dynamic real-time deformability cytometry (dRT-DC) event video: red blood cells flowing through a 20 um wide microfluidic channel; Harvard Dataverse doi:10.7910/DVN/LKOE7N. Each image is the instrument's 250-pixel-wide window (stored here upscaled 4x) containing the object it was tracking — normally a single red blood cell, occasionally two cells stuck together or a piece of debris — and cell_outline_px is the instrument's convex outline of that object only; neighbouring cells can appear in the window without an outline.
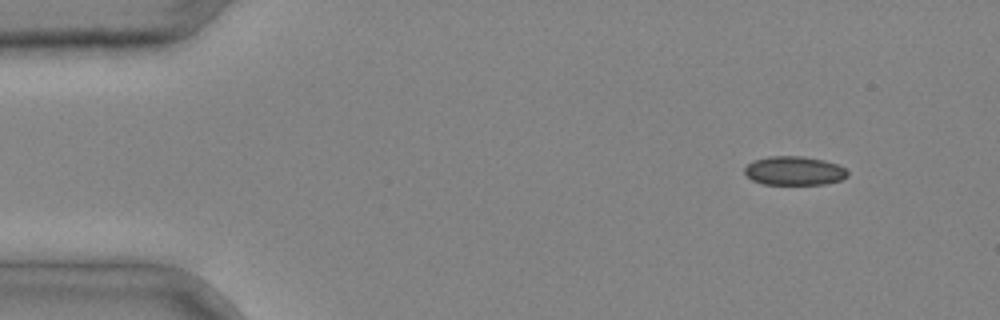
{"species": "common noctule bat (a hibernating species)", "species_latin": "Nyctalus noctula", "temperature_condition": "cold", "stored_images_in_passage": 3, "camera_frame_rate_fps": 3000, "um_per_image_px": 0.085, "animal": {"sex": "male", "body_mass_g": 20.4}, "frame": {"image": 1, "passage_image": 1, "time_ms": 0.0, "image_size_px": [1000, 320], "cell_outline_px": [[848, 176], [840, 180], [824, 184], [764, 184], [752, 180], [744, 172], [744, 168], [748, 164], [756, 160], [768, 156], [804, 156], [824, 160], [836, 164], [844, 168], [848, 172]], "centroid_in_image_um": [67.51, 14.51], "position_along_channel_um": 17.5, "area_um2": 17.22}}
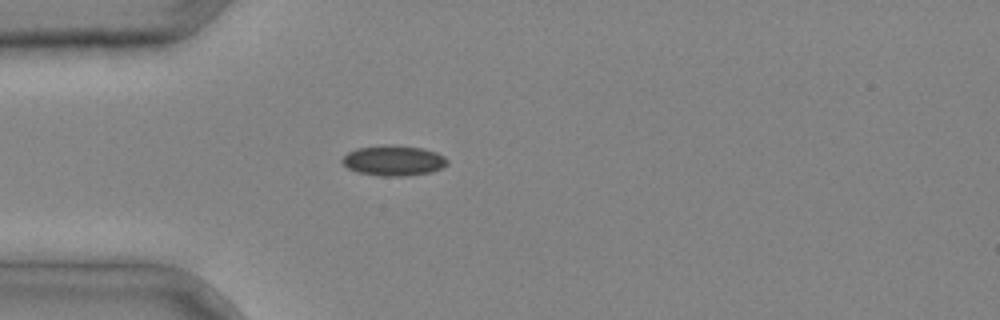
{"frame": {"image": 2, "passage_image": 3, "time_ms": 0.667, "image_size_px": [1000, 320], "cell_outline_px": [[448, 164], [432, 172], [404, 176], [380, 176], [356, 172], [348, 168], [340, 160], [348, 152], [356, 148], [388, 144], [424, 148], [436, 152], [444, 156], [448, 160]], "centroid_in_image_um": [33.45, 13.64], "position_along_channel_um": 51.6, "area_um2": 18.73}}